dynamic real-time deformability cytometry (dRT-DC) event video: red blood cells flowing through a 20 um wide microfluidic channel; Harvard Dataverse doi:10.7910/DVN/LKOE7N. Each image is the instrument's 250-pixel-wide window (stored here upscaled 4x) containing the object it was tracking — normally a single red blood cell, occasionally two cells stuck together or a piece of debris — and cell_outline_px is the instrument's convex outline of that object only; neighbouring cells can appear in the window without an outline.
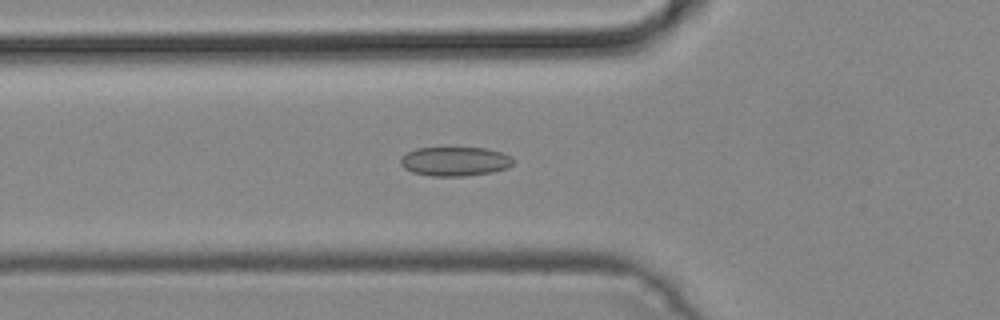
{"species": "common noctule bat (a hibernating species)", "species_latin": "Nyctalus noctula", "temperature_condition": "cold", "stored_images_in_passage": 47, "camera_frame_rate_fps": 3000, "um_per_image_px": 0.085, "animal": {"sex": "male", "body_mass_g": 19.2, "forearm_length_mm": 51.8}, "frame": {"image": 1, "passage_image": 16, "time_ms": 5.0, "image_size_px": [1000, 320], "cell_outline_px": [[512, 164], [504, 168], [492, 172], [464, 176], [432, 176], [412, 172], [404, 168], [400, 164], [400, 156], [416, 148], [488, 148], [512, 156]], "centroid_in_image_um": [38.63, 13.71], "position_along_channel_um": 87.2, "area_um2": 19.07}}
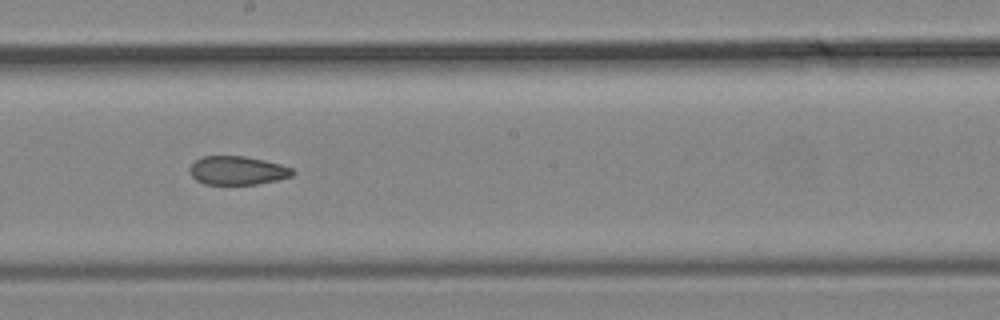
{"frame": {"image": 2, "passage_image": 26, "time_ms": 8.333, "image_size_px": [1000, 320], "cell_outline_px": [[296, 172], [292, 176], [276, 180], [256, 184], [204, 184], [196, 180], [192, 176], [188, 168], [196, 160], [204, 156], [244, 156], [264, 160], [280, 164], [292, 168]], "centroid_in_image_um": [20.18, 14.49], "position_along_channel_um": 228.0, "area_um2": 17.11}}
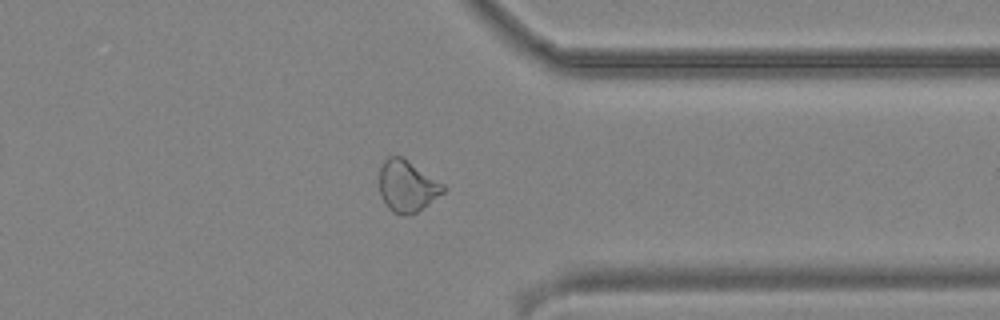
{"frame": {"image": 3, "passage_image": 37, "time_ms": 12.0, "image_size_px": [1000, 320], "cell_outline_px": [[444, 192], [428, 204], [416, 212], [408, 216], [400, 216], [392, 212], [384, 204], [380, 196], [380, 168], [384, 160], [388, 156], [400, 156], [408, 160], [444, 184]], "centroid_in_image_um": [34.58, 15.84], "position_along_channel_um": 376.8, "area_um2": 19.25}}